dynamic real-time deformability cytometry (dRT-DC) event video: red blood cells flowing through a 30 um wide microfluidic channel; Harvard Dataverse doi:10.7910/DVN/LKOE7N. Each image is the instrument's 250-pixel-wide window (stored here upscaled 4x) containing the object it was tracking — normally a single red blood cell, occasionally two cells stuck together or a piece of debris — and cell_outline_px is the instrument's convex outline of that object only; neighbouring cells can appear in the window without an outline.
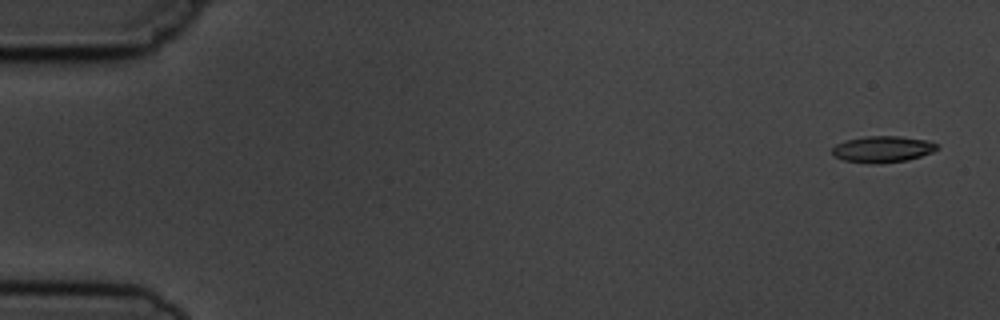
{"species": "common noctule bat (a hibernating species)", "species_latin": "Nyctalus noctula", "temperature_condition": "cold", "stored_images_in_passage": 7, "camera_frame_rate_fps": 3000, "um_per_image_px": 0.085, "animal": {"sex": "male", "body_mass_g": 19.5, "forearm_length_mm": 54.6}, "frame": {"image": 1, "passage_image": 1, "time_ms": 0.0, "image_size_px": [1000, 320], "cell_outline_px": [[936, 148], [932, 152], [908, 160], [880, 164], [868, 164], [844, 160], [836, 156], [832, 152], [832, 148], [836, 144], [844, 140], [864, 136], [900, 136], [928, 140], [936, 144]], "centroid_in_image_um": [74.99, 12.68], "position_along_channel_um": 10.0, "area_um2": 16.18}}
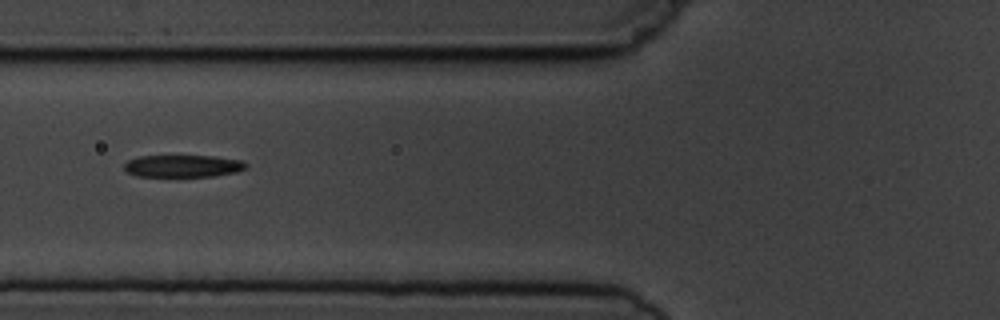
{"frame": {"image": 2, "passage_image": 6, "time_ms": 6.333, "image_size_px": [1000, 320], "cell_outline_px": [[248, 168], [236, 172], [212, 176], [136, 176], [124, 172], [124, 164], [128, 160], [140, 156], [212, 156], [244, 160], [248, 164]], "centroid_in_image_um": [15.56, 14.11], "position_along_channel_um": 110.2, "area_um2": 15.9}}
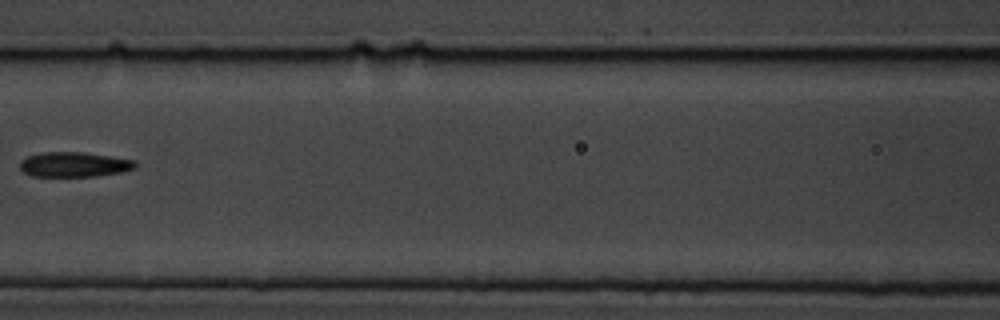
{"frame": {"image": 3, "passage_image": 7, "time_ms": 7.667, "image_size_px": [1000, 320], "cell_outline_px": [[136, 168], [120, 172], [96, 176], [32, 176], [24, 172], [20, 168], [20, 160], [28, 156], [44, 152], [84, 152], [136, 160]], "centroid_in_image_um": [6.31, 13.98], "position_along_channel_um": 160.3, "area_um2": 16.7}}